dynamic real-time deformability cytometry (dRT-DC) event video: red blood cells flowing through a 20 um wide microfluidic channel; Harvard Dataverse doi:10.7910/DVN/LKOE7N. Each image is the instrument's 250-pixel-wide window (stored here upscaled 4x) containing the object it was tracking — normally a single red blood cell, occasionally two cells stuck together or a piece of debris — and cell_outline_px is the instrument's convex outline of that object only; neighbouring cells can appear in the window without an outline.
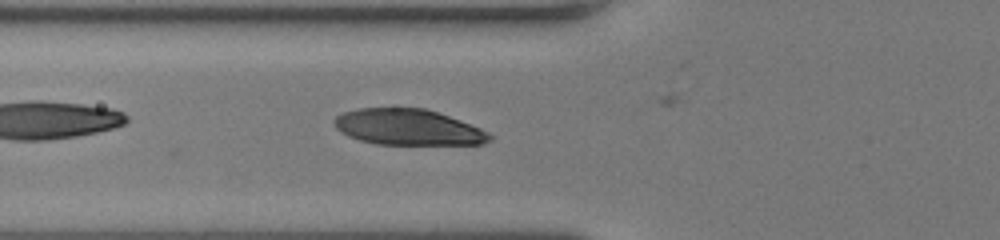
{"species": "human", "species_latin": "Homo sapiens", "temperature_condition": "room temperature", "stored_images_in_passage": 25, "camera_frame_rate_fps": 3000, "um_per_image_px": 0.085, "donor": {"sex": "female"}, "frame": {"image": 1, "passage_image": 4, "time_ms": 1.0, "image_size_px": [1000, 240], "cell_outline_px": [[492, 140], [484, 144], [376, 144], [360, 140], [348, 136], [340, 132], [336, 128], [332, 120], [336, 116], [344, 112], [360, 108], [424, 108], [460, 120], [480, 128], [488, 132], [492, 136]], "centroid_in_image_um": [34.67, 10.81], "position_along_channel_um": 91.1, "area_um2": 32.43}}
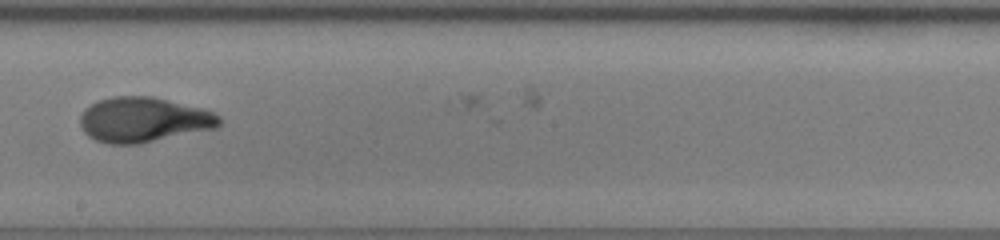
{"frame": {"image": 2, "passage_image": 15, "time_ms": 4.667, "image_size_px": [1000, 240], "cell_outline_px": [[220, 124], [216, 128], [140, 144], [108, 144], [96, 140], [88, 136], [84, 132], [80, 124], [80, 116], [84, 108], [100, 100], [112, 96], [152, 96], [204, 108], [216, 112], [220, 116]], "centroid_in_image_um": [12.21, 10.17], "position_along_channel_um": 236.0, "area_um2": 36.82}}
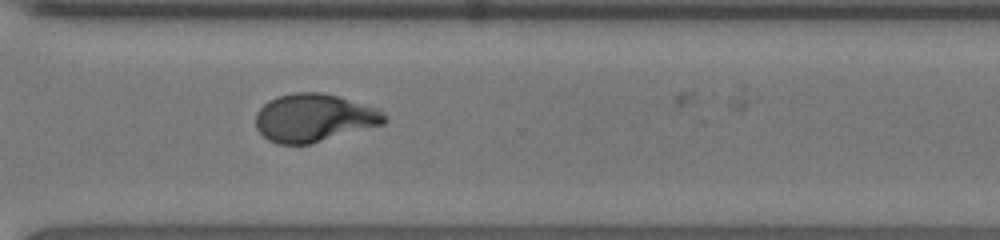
{"frame": {"image": 3, "passage_image": 23, "time_ms": 7.333, "image_size_px": [1000, 240], "cell_outline_px": [[388, 120], [384, 124], [312, 144], [276, 144], [268, 140], [256, 128], [256, 112], [268, 100], [276, 96], [292, 92], [320, 92], [336, 96], [380, 108]], "centroid_in_image_um": [26.69, 10.02], "position_along_channel_um": 343.9, "area_um2": 36.3}}